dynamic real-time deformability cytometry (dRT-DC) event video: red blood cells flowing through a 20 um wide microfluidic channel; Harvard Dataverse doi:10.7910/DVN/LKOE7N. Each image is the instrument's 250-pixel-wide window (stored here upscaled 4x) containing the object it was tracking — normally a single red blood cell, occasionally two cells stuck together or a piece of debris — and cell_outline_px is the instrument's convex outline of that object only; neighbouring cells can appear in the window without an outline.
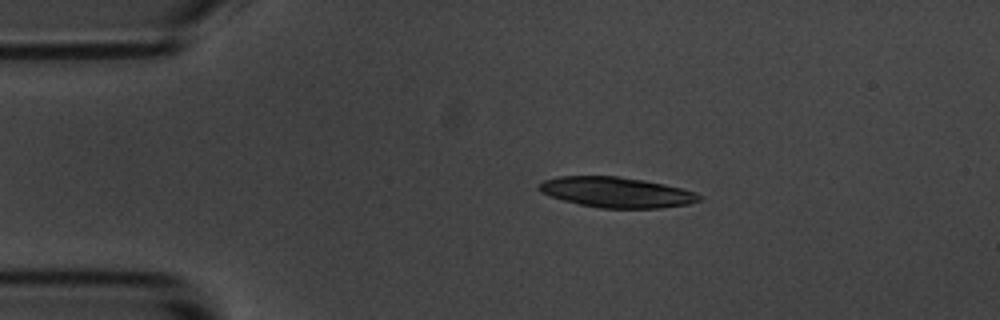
{"species": "common noctule bat (a hibernating species)", "species_latin": "Nyctalus noctula", "temperature_condition": "room temperature", "stored_images_in_passage": 45, "camera_frame_rate_fps": 3000, "um_per_image_px": 0.085, "animal": {"sex": "male", "body_mass_g": 20.1, "forearm_length_mm": 53.5}, "frame": {"image": 1, "passage_image": 1, "time_ms": 0.0, "image_size_px": [1000, 320], "cell_outline_px": [[704, 196], [700, 200], [688, 204], [660, 208], [600, 208], [580, 204], [564, 200], [540, 192], [540, 184], [544, 180], [560, 176], [616, 176], [644, 180], [664, 184], [696, 192]], "centroid_in_image_um": [52.45, 16.34], "position_along_channel_um": 32.6, "area_um2": 28.15}}